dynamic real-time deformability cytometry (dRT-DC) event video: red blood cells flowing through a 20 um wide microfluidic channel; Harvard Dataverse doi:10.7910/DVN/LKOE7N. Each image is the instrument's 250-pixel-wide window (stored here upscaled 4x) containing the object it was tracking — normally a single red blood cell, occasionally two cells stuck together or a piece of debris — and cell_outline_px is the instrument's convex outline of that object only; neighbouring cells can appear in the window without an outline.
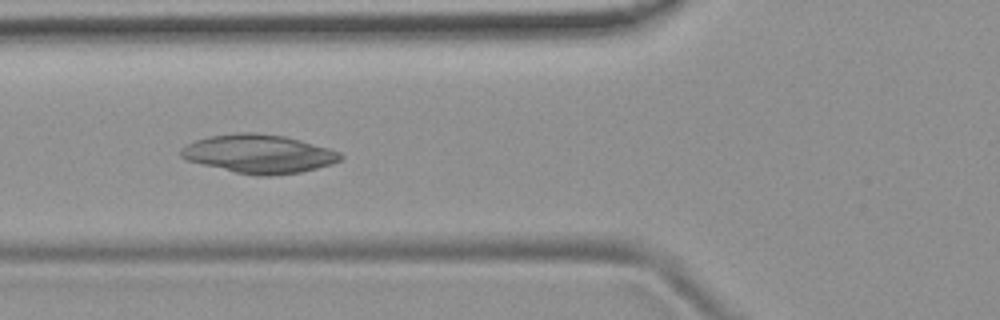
{"species": "common noctule bat (a hibernating species)", "species_latin": "Nyctalus noctula", "temperature_condition": "room temperature", "stored_images_in_passage": 7, "camera_frame_rate_fps": 3000, "um_per_image_px": 0.085, "animal": {"sex": "female", "body_mass_g": 19.9}, "frame": {"image": 1, "passage_image": 5, "time_ms": 1.333, "image_size_px": [1000, 320], "cell_outline_px": [[344, 156], [340, 160], [332, 164], [300, 172], [268, 176], [256, 176], [236, 172], [184, 160], [180, 156], [180, 148], [196, 140], [208, 136], [236, 132], [256, 132], [284, 136], [300, 140], [328, 148], [340, 152]], "centroid_in_image_um": [21.98, 13.07], "position_along_channel_um": 103.8, "area_um2": 35.89}}
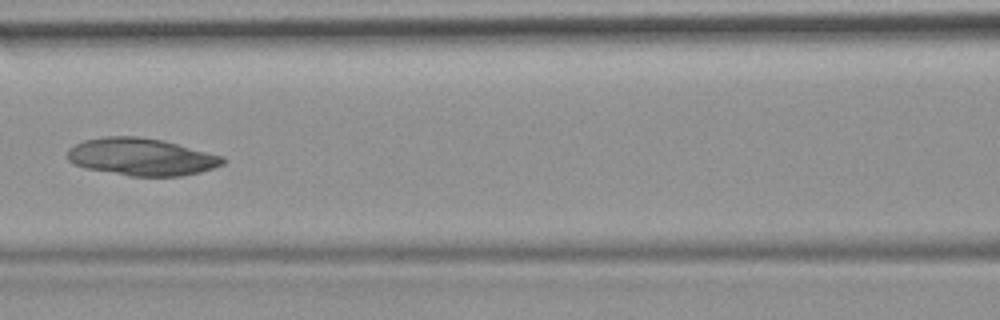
{"frame": {"image": 2, "passage_image": 6, "time_ms": 1.667, "image_size_px": [1000, 320], "cell_outline_px": [[228, 160], [224, 164], [200, 172], [180, 176], [128, 176], [84, 168], [72, 164], [68, 160], [68, 148], [84, 140], [104, 136], [136, 136], [164, 140], [224, 156]], "centroid_in_image_um": [12.03, 13.33], "position_along_channel_um": 154.6, "area_um2": 34.16}}
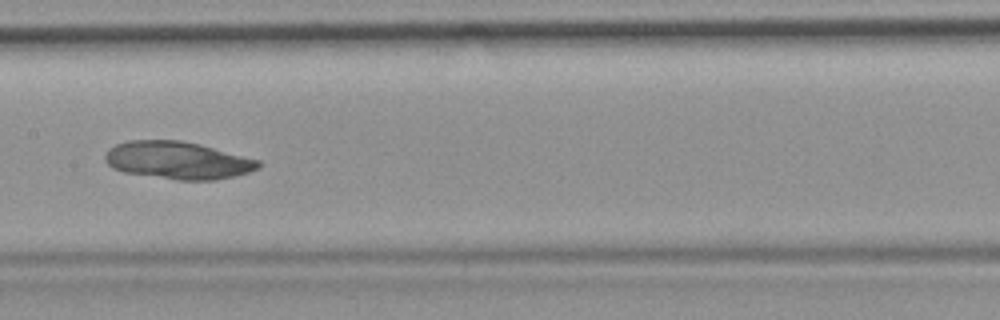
{"frame": {"image": 3, "passage_image": 7, "time_ms": 2.0, "image_size_px": [1000, 320], "cell_outline_px": [[260, 168], [248, 172], [216, 180], [176, 180], [124, 172], [112, 168], [104, 160], [104, 156], [108, 148], [116, 144], [128, 140], [180, 140], [200, 144], [260, 160]], "centroid_in_image_um": [15.08, 13.62], "position_along_channel_um": 192.3, "area_um2": 33.64}}